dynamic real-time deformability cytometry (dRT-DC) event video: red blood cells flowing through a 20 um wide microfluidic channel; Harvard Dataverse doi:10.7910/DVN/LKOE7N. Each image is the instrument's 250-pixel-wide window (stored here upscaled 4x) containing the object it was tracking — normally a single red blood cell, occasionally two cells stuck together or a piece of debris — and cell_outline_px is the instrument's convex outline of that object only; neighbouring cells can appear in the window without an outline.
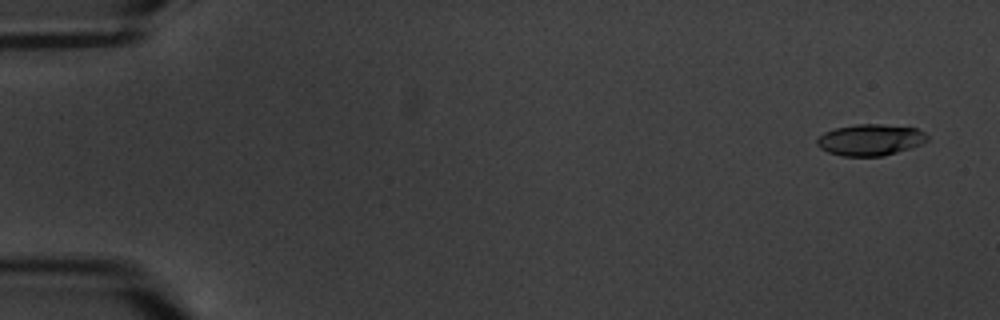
{"species": "common noctule bat (a hibernating species)", "species_latin": "Nyctalus noctula", "temperature_condition": "warm", "stored_images_in_passage": 8, "camera_frame_rate_fps": 3000, "um_per_image_px": 0.085, "animal": {"sex": "male", "body_mass_g": 20.1, "forearm_length_mm": 53.5}, "frame": {"image": 1, "passage_image": 1, "time_ms": 0.0, "image_size_px": [1000, 320], "cell_outline_px": [[928, 140], [912, 148], [884, 156], [844, 156], [828, 152], [820, 148], [816, 144], [816, 140], [824, 132], [836, 128], [856, 124], [880, 124], [916, 128], [924, 132], [928, 136]], "centroid_in_image_um": [73.98, 11.89], "position_along_channel_um": 11.0, "area_um2": 20.17}}
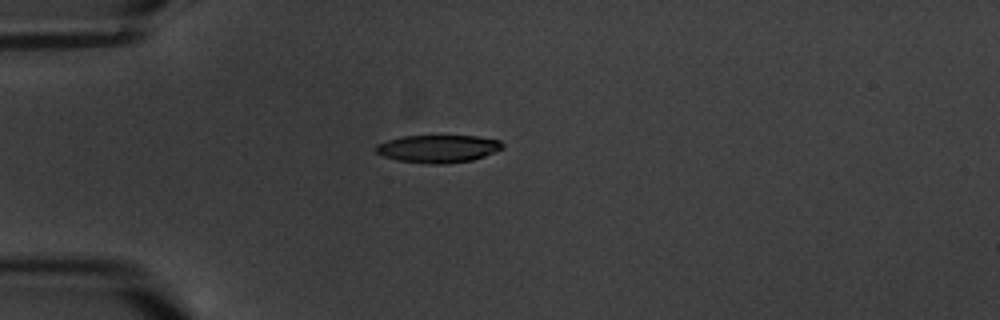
{"frame": {"image": 2, "passage_image": 5, "time_ms": 4.667, "image_size_px": [1000, 320], "cell_outline_px": [[504, 148], [484, 156], [472, 160], [444, 164], [432, 164], [396, 160], [384, 156], [376, 152], [376, 144], [388, 140], [404, 136], [476, 136], [500, 140], [504, 144]], "centroid_in_image_um": [37.26, 12.64], "position_along_channel_um": 47.7, "area_um2": 20.35}}